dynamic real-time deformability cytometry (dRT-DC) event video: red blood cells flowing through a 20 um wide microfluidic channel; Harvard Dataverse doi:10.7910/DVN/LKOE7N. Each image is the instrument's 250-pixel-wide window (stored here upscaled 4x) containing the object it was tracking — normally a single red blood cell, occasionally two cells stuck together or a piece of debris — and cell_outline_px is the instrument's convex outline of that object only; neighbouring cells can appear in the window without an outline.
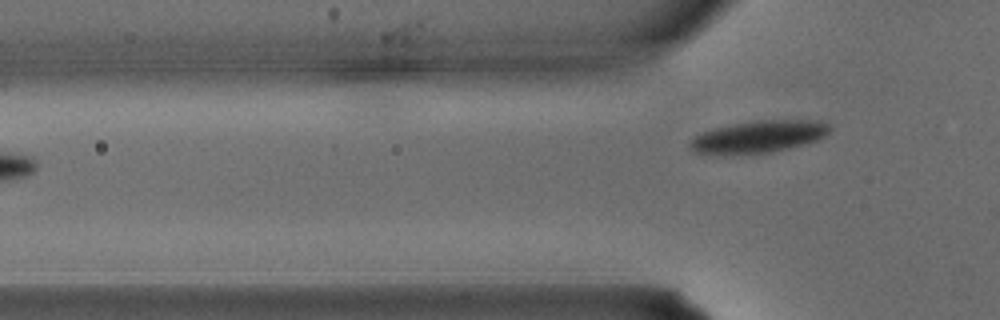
{"species": "common noctule bat (a hibernating species)", "species_latin": "Nyctalus noctula", "temperature_condition": "warm", "stored_images_in_passage": 2, "camera_frame_rate_fps": 3000, "um_per_image_px": 0.085, "animal": {"sex": "male", "body_mass_g": 15.6}, "frame": {"image": 1, "passage_image": 2, "time_ms": 0.333, "image_size_px": [1000, 320], "cell_outline_px": [[832, 128], [824, 136], [816, 140], [788, 148], [768, 152], [716, 156], [692, 152], [688, 148], [688, 144], [696, 136], [704, 132], [716, 128], [756, 120], [820, 120], [828, 124]], "centroid_in_image_um": [64.43, 11.64], "position_along_channel_um": 61.4, "area_um2": 26.18}}